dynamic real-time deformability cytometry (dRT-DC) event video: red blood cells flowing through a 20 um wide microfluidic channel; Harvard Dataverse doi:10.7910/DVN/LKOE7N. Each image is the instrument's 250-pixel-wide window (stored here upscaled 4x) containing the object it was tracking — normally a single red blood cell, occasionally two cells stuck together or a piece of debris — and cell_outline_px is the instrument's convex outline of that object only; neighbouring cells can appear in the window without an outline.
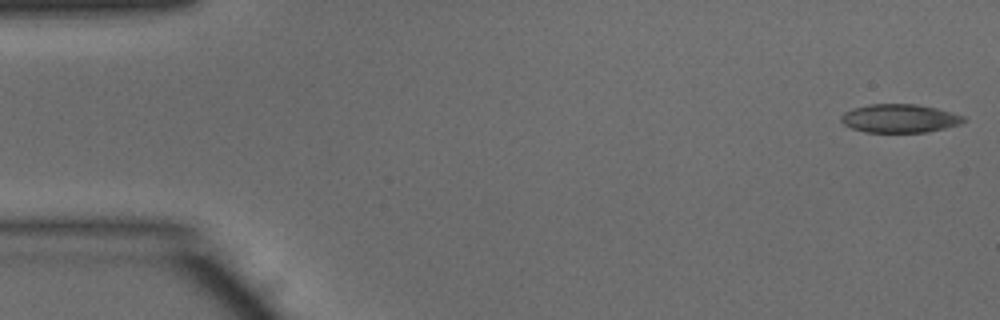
{"species": "common noctule bat (a hibernating species)", "species_latin": "Nyctalus noctula", "temperature_condition": "warm", "stored_images_in_passage": 49, "camera_frame_rate_fps": 3000, "um_per_image_px": 0.085, "animal": {"sex": "male", "body_mass_g": 15.6}, "frame": {"image": 1, "passage_image": 1, "time_ms": 0.0, "image_size_px": [1000, 320], "cell_outline_px": [[968, 120], [960, 124], [944, 128], [924, 132], [864, 132], [852, 128], [844, 124], [840, 120], [840, 116], [844, 112], [852, 108], [868, 104], [916, 104], [936, 108], [964, 116]], "centroid_in_image_um": [76.44, 10.06], "position_along_channel_um": 8.6, "area_um2": 20.35}}
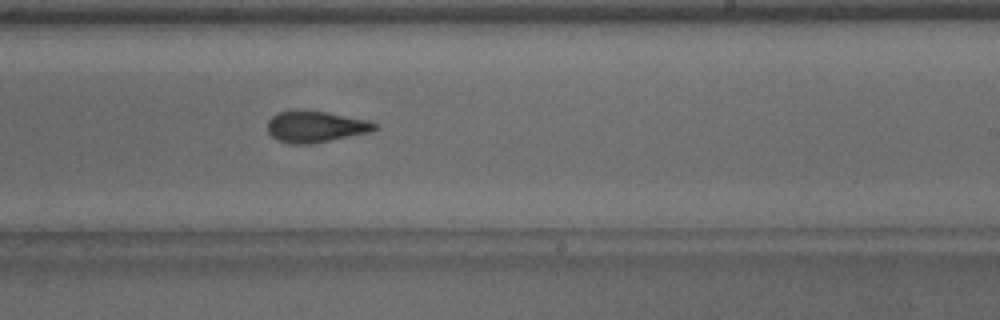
{"frame": {"image": 2, "passage_image": 29, "time_ms": 9.333, "image_size_px": [1000, 320], "cell_outline_px": [[380, 124], [372, 132], [312, 144], [292, 144], [276, 140], [268, 132], [268, 120], [272, 116], [280, 112], [292, 108], [304, 108], [328, 112], [368, 120]], "centroid_in_image_um": [26.82, 10.74], "position_along_channel_um": 262.2, "area_um2": 20.23}}
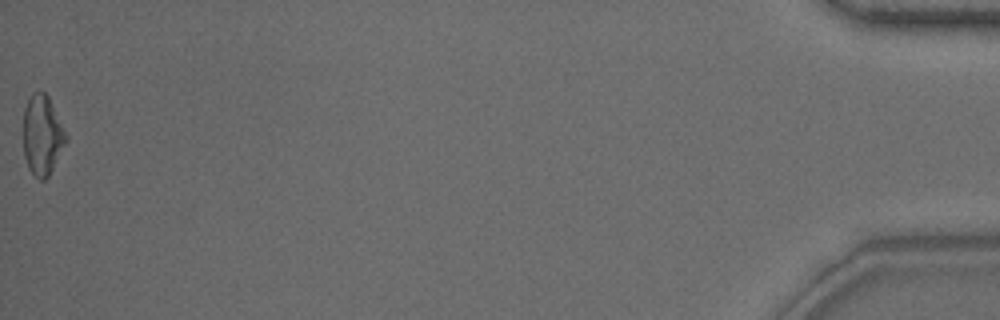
{"frame": {"image": 3, "passage_image": 49, "time_ms": 16.0, "image_size_px": [1000, 320], "cell_outline_px": [[68, 136], [48, 176], [44, 180], [40, 180], [28, 168], [24, 156], [24, 108], [28, 96], [32, 92], [44, 92], [48, 96]], "centroid_in_image_um": [3.57, 11.45], "position_along_channel_um": 431.6, "area_um2": 19.54}, "authors_computed_cell_mechanics": {"area_um2": 20.2878, "velocity_mm_per_s": 4.0738, "shape_relaxation_time_tau1_ms": 6.9546, "shape_relaxation_time_tau2_ms": 2.8671, "deformation_change_tau1": 0.1859, "deformation_change_tau2": 0.11}}